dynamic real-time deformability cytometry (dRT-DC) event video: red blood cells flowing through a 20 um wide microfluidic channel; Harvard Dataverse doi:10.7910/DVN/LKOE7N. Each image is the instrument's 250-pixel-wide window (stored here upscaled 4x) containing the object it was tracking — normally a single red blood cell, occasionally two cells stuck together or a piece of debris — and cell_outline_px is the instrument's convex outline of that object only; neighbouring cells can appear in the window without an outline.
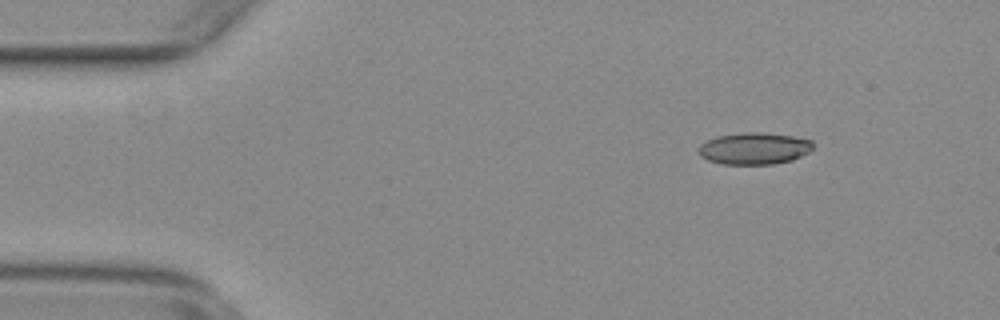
{"species": "common noctule bat (a hibernating species)", "species_latin": "Nyctalus noctula", "temperature_condition": "warm", "stored_images_in_passage": 56, "segment_of_instrument_passage": [1, 2], "camera_frame_rate_fps": 3000, "um_per_image_px": 0.085, "animal": {"sex": "female", "body_mass_g": 29.2, "forearm_length_mm": 56.3}, "frame": {"image": 1, "passage_image": 7, "time_ms": 2.0, "image_size_px": [1000, 320], "cell_outline_px": [[812, 148], [808, 152], [792, 160], [772, 164], [720, 164], [708, 160], [700, 156], [700, 144], [716, 136], [744, 132], [760, 132], [792, 136], [812, 140]], "centroid_in_image_um": [64.09, 12.62], "position_along_channel_um": 20.9, "area_um2": 21.1}}
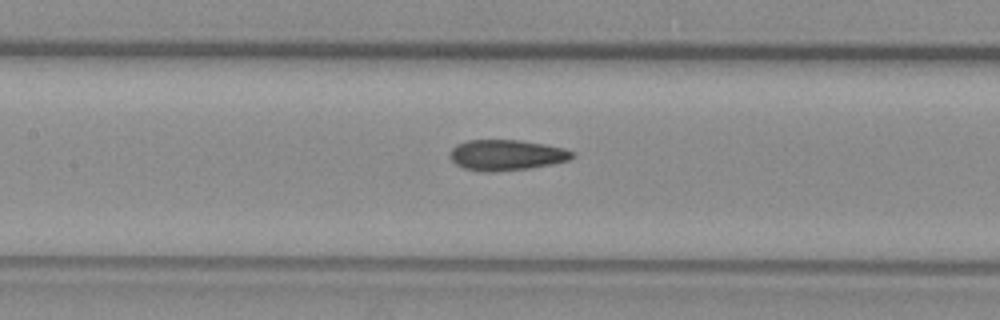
{"frame": {"image": 2, "passage_image": 25, "time_ms": 8.0, "image_size_px": [1000, 320], "cell_outline_px": [[576, 156], [568, 160], [552, 164], [528, 168], [496, 172], [480, 172], [464, 168], [456, 164], [452, 160], [452, 148], [456, 144], [468, 140], [520, 140], [544, 144], [564, 148], [576, 152]], "centroid_in_image_um": [43.08, 13.18], "position_along_channel_um": 164.3, "area_um2": 21.91}}
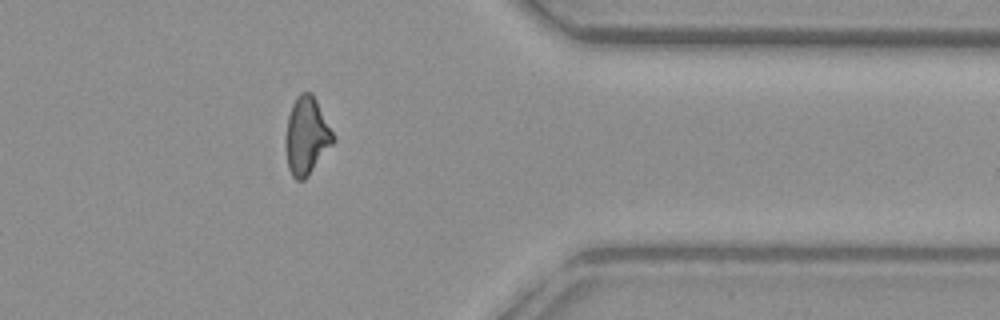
{"frame": {"image": 3, "passage_image": 44, "time_ms": 14.333, "image_size_px": [1000, 320], "cell_outline_px": [[336, 140], [308, 176], [304, 180], [296, 180], [292, 176], [288, 168], [284, 148], [284, 144], [288, 116], [292, 104], [296, 96], [300, 92], [312, 92]], "centroid_in_image_um": [26.03, 11.57], "position_along_channel_um": 385.4, "area_um2": 21.56}}